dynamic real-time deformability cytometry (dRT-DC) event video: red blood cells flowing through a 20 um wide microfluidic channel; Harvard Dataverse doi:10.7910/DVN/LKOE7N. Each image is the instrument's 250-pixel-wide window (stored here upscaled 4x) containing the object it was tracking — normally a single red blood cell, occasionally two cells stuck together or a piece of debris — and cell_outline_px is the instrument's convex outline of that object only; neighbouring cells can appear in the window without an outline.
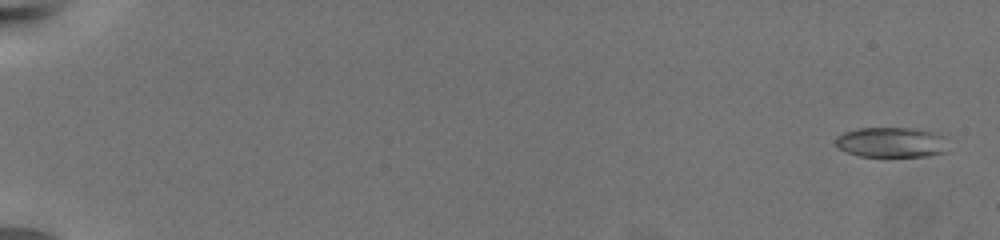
{"species": "common noctule bat (a hibernating species)", "species_latin": "Nyctalus noctula", "temperature_condition": "warm", "stored_images_in_passage": 25, "camera_frame_rate_fps": 3000, "um_per_image_px": 0.085, "animal": {"sex": "female", "body_mass_g": 19.5, "forearm_length_mm": 54.1}, "frame": {"image": 1, "passage_image": 3, "time_ms": 0.667, "image_size_px": [1000, 240], "cell_outline_px": [[948, 152], [932, 156], [860, 156], [844, 152], [836, 144], [836, 136], [844, 132], [860, 128], [912, 128], [936, 132], [944, 136]], "centroid_in_image_um": [75.8, 12.1], "position_along_channel_um": 9.2, "area_um2": 20.0}}
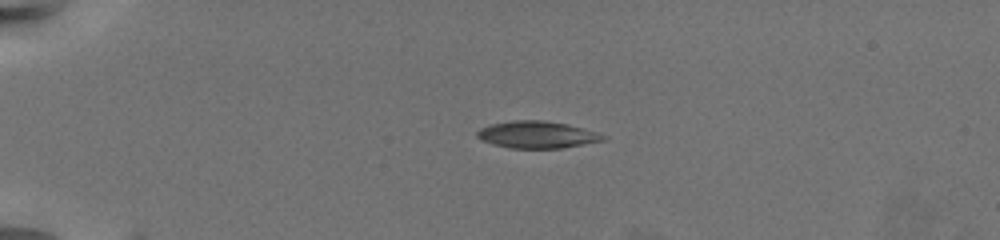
{"frame": {"image": 2, "passage_image": 19, "time_ms": 6.0, "image_size_px": [1000, 240], "cell_outline_px": [[608, 136], [604, 140], [560, 148], [508, 148], [492, 144], [480, 140], [476, 136], [476, 132], [480, 128], [488, 124], [512, 120], [544, 120], [568, 124], [596, 132]], "centroid_in_image_um": [45.59, 11.44], "position_along_channel_um": 39.4, "area_um2": 19.94}}